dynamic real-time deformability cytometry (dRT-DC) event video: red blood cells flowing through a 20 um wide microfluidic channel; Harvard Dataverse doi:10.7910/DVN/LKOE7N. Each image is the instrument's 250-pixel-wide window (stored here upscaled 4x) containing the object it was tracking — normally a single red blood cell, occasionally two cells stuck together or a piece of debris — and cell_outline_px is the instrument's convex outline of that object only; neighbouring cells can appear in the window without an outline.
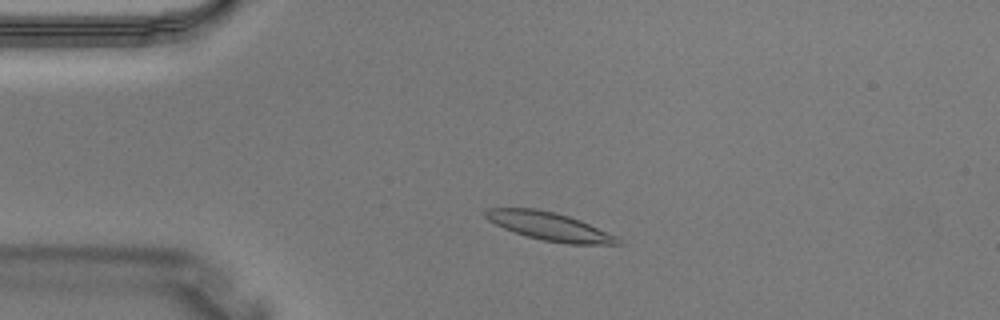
{"species": "Egyptian fruit bat (a non-hibernating species)", "species_latin": "Rousettus aegyptiacus", "temperature_condition": "warm", "stored_images_in_passage": 2, "camera_frame_rate_fps": 3000, "um_per_image_px": 0.085, "animal": {"sex": "male"}, "frame": {"image": 1, "passage_image": 1, "time_ms": 0.0, "image_size_px": [1000, 320], "cell_outline_px": [[624, 244], [568, 244], [544, 240], [528, 236], [504, 228], [488, 220], [484, 216], [484, 212], [488, 208], [536, 208], [556, 212], [580, 220], [616, 236]], "centroid_in_image_um": [46.7, 19.23], "position_along_channel_um": 38.3, "area_um2": 21.44}}
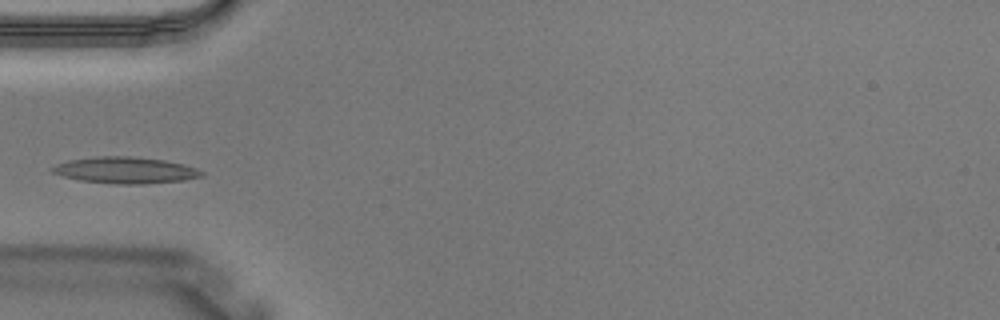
{"frame": {"image": 2, "passage_image": 2, "time_ms": 0.333, "image_size_px": [1000, 320], "cell_outline_px": [[204, 176], [184, 180], [144, 184], [116, 184], [80, 180], [64, 176], [52, 172], [48, 168], [56, 164], [68, 160], [96, 156], [128, 156], [164, 160], [184, 164], [196, 168], [204, 172]], "centroid_in_image_um": [10.65, 14.46], "position_along_channel_um": 74.3, "area_um2": 23.06}}